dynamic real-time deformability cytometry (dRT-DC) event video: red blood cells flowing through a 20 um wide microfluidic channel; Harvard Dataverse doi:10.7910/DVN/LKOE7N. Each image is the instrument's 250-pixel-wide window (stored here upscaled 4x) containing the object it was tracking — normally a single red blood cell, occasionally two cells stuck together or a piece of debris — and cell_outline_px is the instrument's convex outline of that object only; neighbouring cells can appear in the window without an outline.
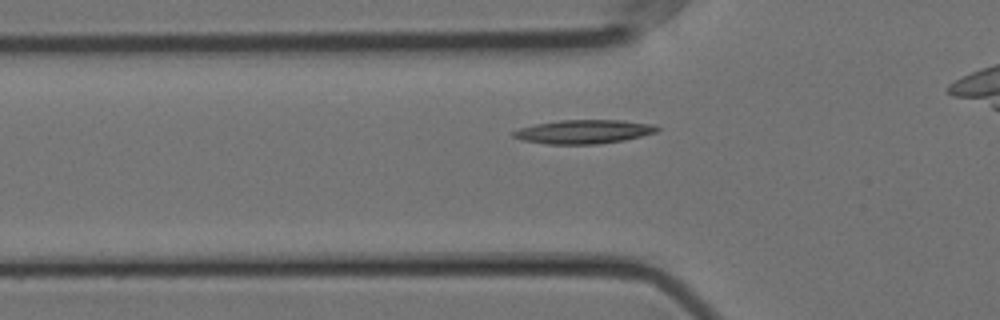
{"species": "Egyptian fruit bat (a non-hibernating species)", "species_latin": "Rousettus aegyptiacus", "temperature_condition": "cold", "stored_images_in_passage": 33, "camera_frame_rate_fps": 3000, "um_per_image_px": 0.085, "animal": {"sex": "female"}, "frame": {"image": 1, "passage_image": 2, "time_ms": 0.333, "image_size_px": [1000, 320], "cell_outline_px": [[660, 128], [656, 132], [624, 140], [596, 144], [548, 144], [524, 140], [512, 136], [512, 132], [520, 128], [536, 124], [560, 120], [620, 120], [652, 124]], "centroid_in_image_um": [49.62, 11.19], "position_along_channel_um": 76.2, "area_um2": 19.71}}
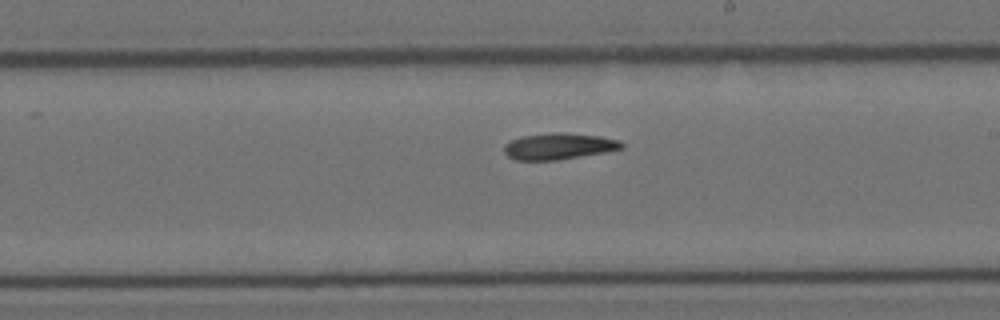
{"frame": {"image": 2, "passage_image": 16, "time_ms": 5.0, "image_size_px": [1000, 320], "cell_outline_px": [[624, 148], [604, 152], [556, 160], [516, 160], [508, 156], [504, 152], [504, 144], [520, 136], [552, 132], [568, 132], [600, 136], [620, 140], [624, 144]], "centroid_in_image_um": [47.5, 12.41], "position_along_channel_um": 241.5, "area_um2": 18.15}}
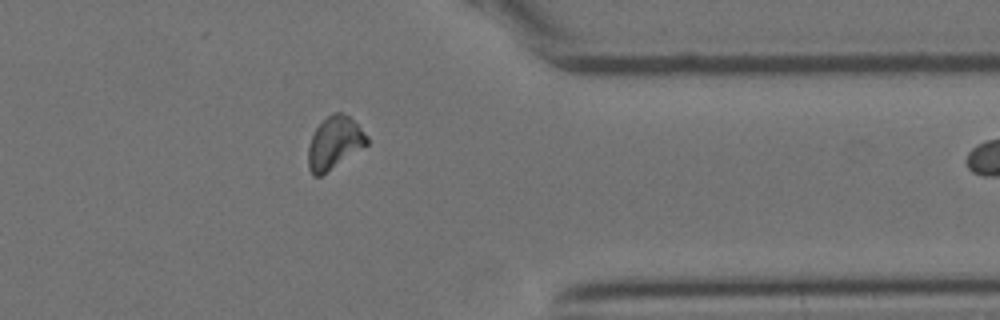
{"frame": {"image": 3, "passage_image": 29, "time_ms": 9.333, "image_size_px": [1000, 320], "cell_outline_px": [[368, 144], [320, 176], [312, 176], [308, 168], [308, 148], [312, 136], [316, 128], [328, 116], [336, 112], [340, 112], [348, 116], [368, 136]], "centroid_in_image_um": [28.41, 12.16], "position_along_channel_um": 383.0, "area_um2": 17.51}}